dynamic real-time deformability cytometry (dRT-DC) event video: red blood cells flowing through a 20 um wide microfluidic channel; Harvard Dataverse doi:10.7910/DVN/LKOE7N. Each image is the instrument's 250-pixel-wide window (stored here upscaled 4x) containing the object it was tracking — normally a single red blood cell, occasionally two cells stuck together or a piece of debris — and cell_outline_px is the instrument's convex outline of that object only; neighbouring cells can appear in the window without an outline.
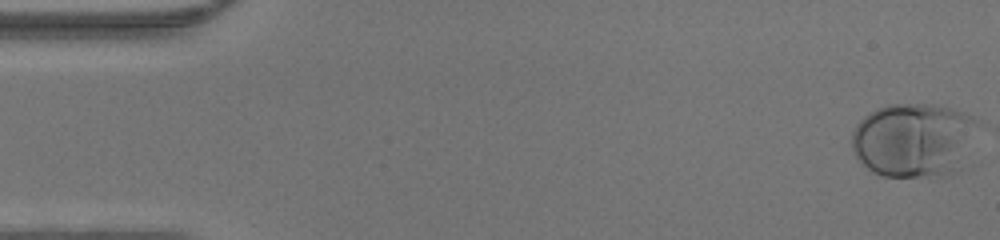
{"species": "human", "species_latin": "Homo sapiens", "temperature_condition": "warm", "stored_images_in_passage": 47, "camera_frame_rate_fps": 3000, "um_per_image_px": 0.085, "donor": {"sex": "male"}, "frame": {"image": 1, "passage_image": 1, "time_ms": 0.0, "image_size_px": [1000, 240], "cell_outline_px": [[984, 124], [960, 168], [956, 172], [940, 176], [884, 176], [872, 172], [856, 156], [852, 148], [852, 132], [856, 124], [864, 116], [888, 104], [924, 104], [952, 108], [976, 116]], "centroid_in_image_um": [77.77, 11.88], "position_along_channel_um": 7.2, "area_um2": 55.43}}
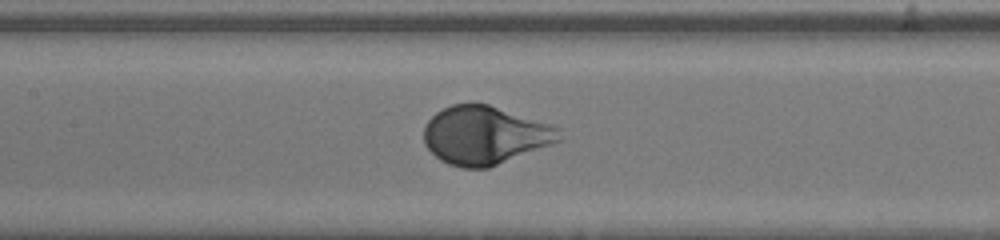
{"frame": {"image": 2, "passage_image": 22, "time_ms": 7.0, "image_size_px": [1000, 240], "cell_outline_px": [[564, 140], [488, 168], [460, 168], [448, 164], [440, 160], [424, 144], [424, 124], [436, 112], [452, 104], [488, 104], [560, 128]], "centroid_in_image_um": [41.21, 11.51], "position_along_channel_um": 166.2, "area_um2": 45.89}}
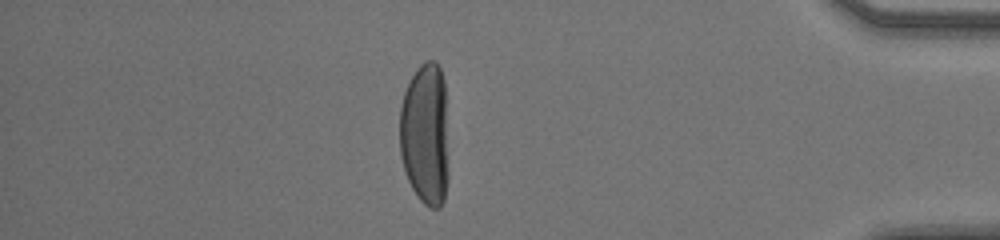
{"frame": {"image": 3, "passage_image": 41, "time_ms": 13.333, "image_size_px": [1000, 240], "cell_outline_px": [[448, 180], [444, 200], [440, 208], [432, 208], [424, 204], [416, 196], [408, 180], [400, 156], [400, 108], [404, 92], [416, 68], [424, 60], [436, 60], [440, 68], [444, 80], [448, 172]], "centroid_in_image_um": [36.15, 11.41], "position_along_channel_um": 399.1, "area_um2": 41.1}}